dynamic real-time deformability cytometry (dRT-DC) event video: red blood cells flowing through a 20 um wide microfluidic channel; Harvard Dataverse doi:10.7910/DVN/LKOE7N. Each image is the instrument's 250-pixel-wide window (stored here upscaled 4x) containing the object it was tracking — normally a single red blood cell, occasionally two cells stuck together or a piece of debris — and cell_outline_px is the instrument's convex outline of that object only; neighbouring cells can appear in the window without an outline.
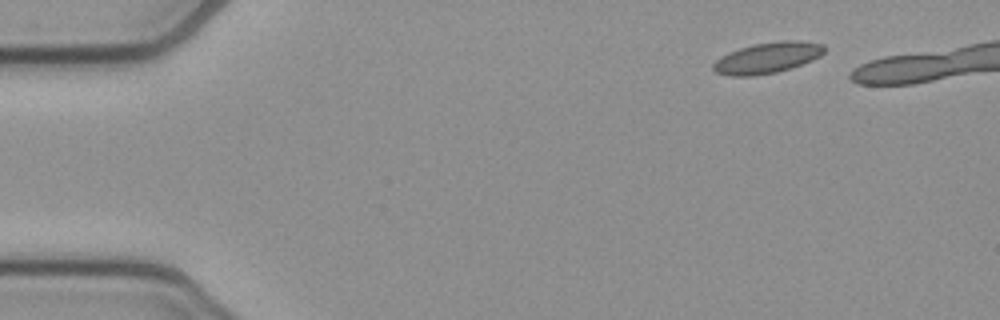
{"species": "common noctule bat (a hibernating species)", "species_latin": "Nyctalus noctula", "temperature_condition": "cold", "stored_images_in_passage": 38, "camera_frame_rate_fps": 3000, "um_per_image_px": 0.085, "animal": {"sex": "female", "body_mass_g": 21.9}, "frame": {"image": 1, "passage_image": 1, "time_ms": 0.0, "image_size_px": [1000, 320], "cell_outline_px": [[824, 52], [820, 56], [812, 60], [776, 72], [752, 76], [732, 76], [716, 72], [712, 68], [712, 64], [720, 56], [728, 52], [752, 44], [784, 40], [800, 40], [824, 44]], "centroid_in_image_um": [65.2, 4.9], "position_along_channel_um": 19.8, "area_um2": 19.94}}
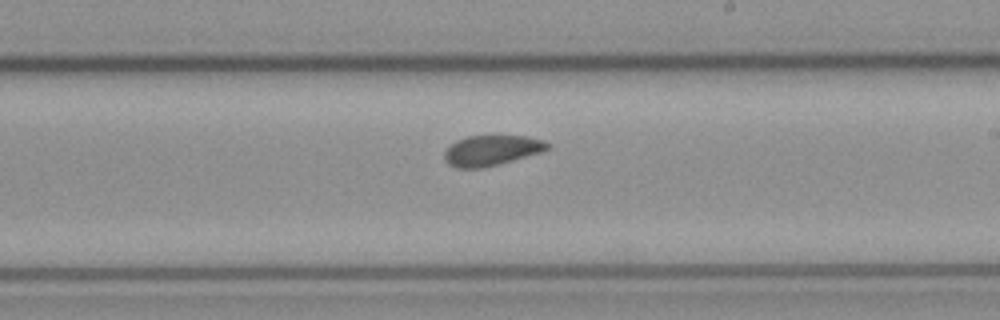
{"frame": {"image": 2, "passage_image": 26, "time_ms": 8.333, "image_size_px": [1000, 320], "cell_outline_px": [[548, 148], [540, 152], [512, 160], [480, 168], [456, 168], [448, 164], [444, 160], [444, 152], [456, 140], [468, 136], [528, 136], [544, 140], [548, 144]], "centroid_in_image_um": [41.74, 12.78], "position_along_channel_um": 247.3, "area_um2": 17.92}}
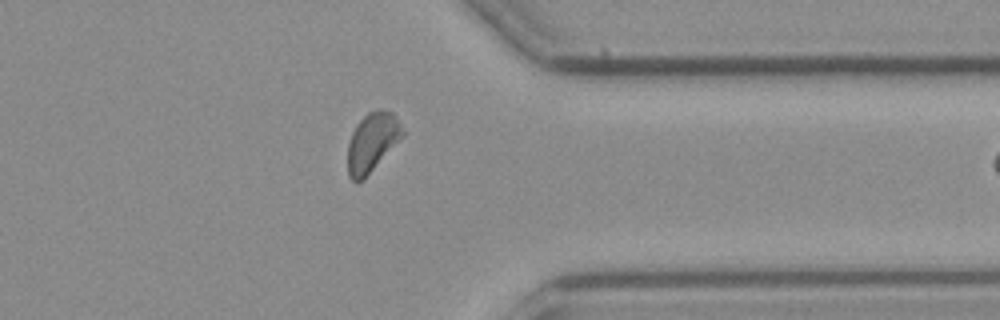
{"frame": {"image": 3, "passage_image": 37, "time_ms": 12.0, "image_size_px": [1000, 320], "cell_outline_px": [[404, 136], [364, 180], [352, 180], [348, 176], [348, 144], [352, 132], [356, 124], [368, 112], [392, 112], [396, 116], [404, 132]], "centroid_in_image_um": [31.63, 12.13], "position_along_channel_um": 379.8, "area_um2": 18.61}}